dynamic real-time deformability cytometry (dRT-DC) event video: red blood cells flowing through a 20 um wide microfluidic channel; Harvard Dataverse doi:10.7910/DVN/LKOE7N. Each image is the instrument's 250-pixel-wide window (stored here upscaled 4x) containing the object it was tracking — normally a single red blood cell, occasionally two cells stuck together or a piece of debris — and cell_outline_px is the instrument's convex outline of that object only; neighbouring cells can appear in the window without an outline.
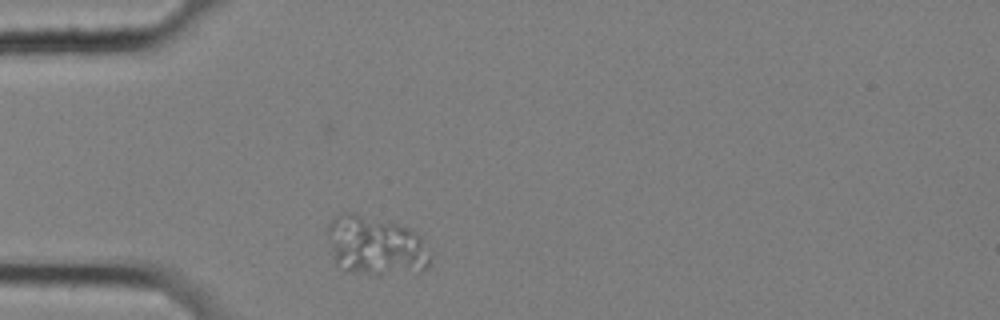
{"species": "common noctule bat (a hibernating species)", "species_latin": "Nyctalus noctula", "temperature_condition": "cold", "stored_images_in_passage": 45, "camera_frame_rate_fps": 3000, "um_per_image_px": 0.085, "animal": {"sex": "female", "body_mass_g": 25.1}, "frame": {"image": 1, "passage_image": 1, "time_ms": 0.0, "image_size_px": [1000, 320], "cell_outline_px": [[428, 268], [420, 272], [380, 276], [344, 272], [336, 264], [328, 236], [328, 224], [340, 212], [356, 212], [412, 228], [420, 236], [428, 260]], "centroid_in_image_um": [31.89, 20.91], "position_along_channel_um": 53.1, "area_um2": 35.84}}
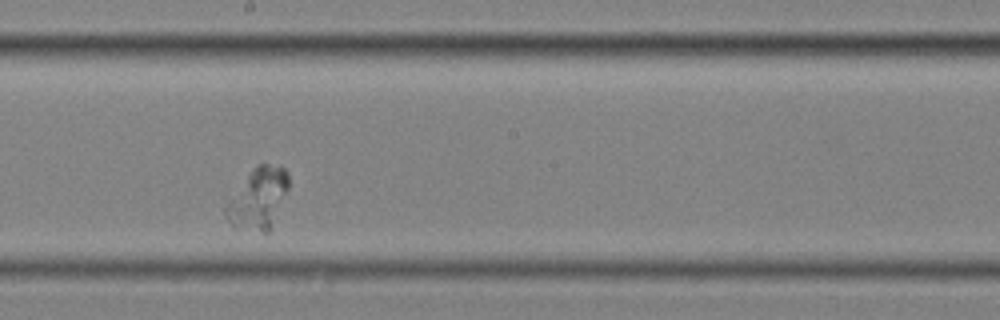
{"frame": {"image": 2, "passage_image": 18, "time_ms": 5.667, "image_size_px": [1000, 320], "cell_outline_px": [[288, 188], [268, 232], [264, 232], [236, 228], [224, 216], [224, 208], [248, 176], [260, 164], [280, 164], [288, 172]], "centroid_in_image_um": [21.96, 16.88], "position_along_channel_um": 226.2, "area_um2": 21.39}}
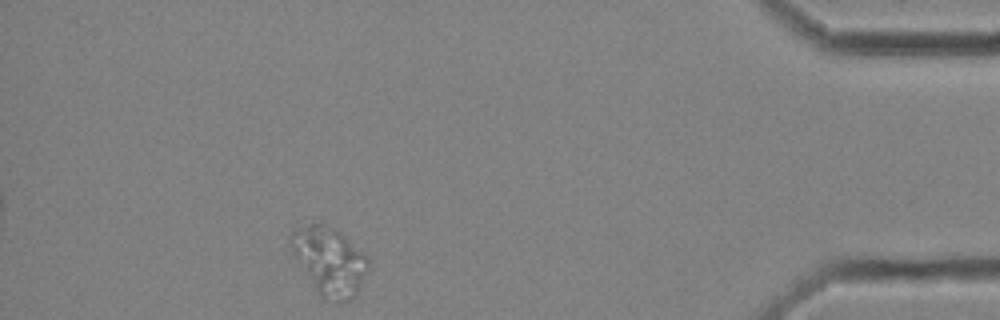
{"frame": {"image": 3, "passage_image": 39, "time_ms": 12.667, "image_size_px": [1000, 320], "cell_outline_px": [[372, 260], [368, 272], [356, 292], [348, 300], [340, 304], [336, 304], [324, 300], [320, 296], [292, 256], [288, 244], [288, 236], [296, 220], [312, 216], [336, 228], [364, 252]], "centroid_in_image_um": [27.89, 22.03], "position_along_channel_um": 407.3, "area_um2": 33.12}}